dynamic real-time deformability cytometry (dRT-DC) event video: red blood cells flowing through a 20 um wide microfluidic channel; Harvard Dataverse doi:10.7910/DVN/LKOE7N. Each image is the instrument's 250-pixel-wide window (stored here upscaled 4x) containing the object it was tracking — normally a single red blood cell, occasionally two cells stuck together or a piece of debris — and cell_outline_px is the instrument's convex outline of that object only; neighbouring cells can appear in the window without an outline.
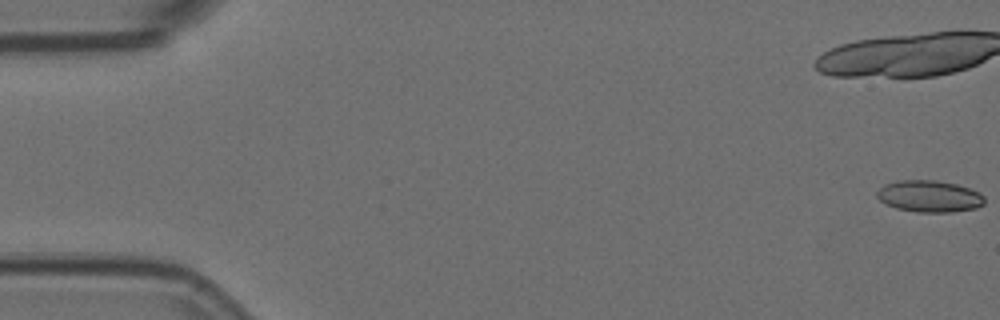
{"species": "Egyptian fruit bat (a non-hibernating species)", "species_latin": "Rousettus aegyptiacus", "temperature_condition": "room temperature", "stored_images_in_passage": 12, "camera_frame_rate_fps": 3000, "um_per_image_px": 0.085, "animal": {"sex": "female"}, "frame": {"image": 1, "passage_image": 1, "time_ms": 0.0, "image_size_px": [1000, 320], "cell_outline_px": [[984, 204], [976, 208], [952, 212], [920, 212], [896, 208], [884, 204], [876, 196], [876, 192], [884, 184], [896, 180], [936, 180], [956, 184], [980, 192], [984, 196]], "centroid_in_image_um": [78.98, 16.68], "position_along_channel_um": 6.0, "area_um2": 20.0}}